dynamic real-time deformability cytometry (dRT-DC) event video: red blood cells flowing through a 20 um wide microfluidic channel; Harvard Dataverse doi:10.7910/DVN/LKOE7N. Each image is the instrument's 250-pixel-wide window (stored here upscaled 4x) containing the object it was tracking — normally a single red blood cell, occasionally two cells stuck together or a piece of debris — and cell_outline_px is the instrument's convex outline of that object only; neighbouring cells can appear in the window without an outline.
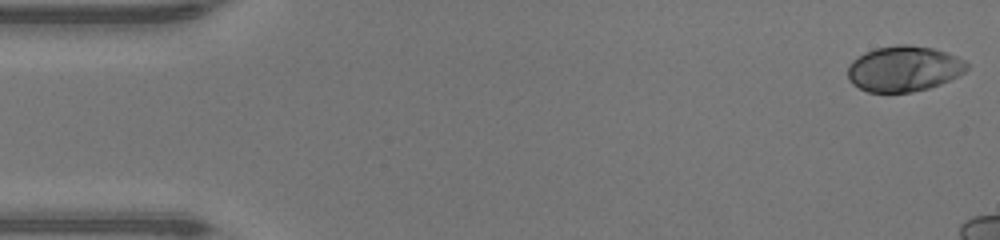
{"species": "human", "species_latin": "Homo sapiens", "temperature_condition": "warm", "stored_images_in_passage": 42, "camera_frame_rate_fps": 3000, "um_per_image_px": 0.085, "donor": {"sex": "male"}, "frame": {"image": 1, "passage_image": 1, "time_ms": 0.0, "image_size_px": [1000, 240], "cell_outline_px": [[968, 68], [964, 72], [940, 84], [928, 88], [912, 92], [868, 92], [852, 84], [848, 76], [848, 64], [852, 60], [864, 52], [876, 48], [900, 44], [908, 44], [932, 48], [956, 56], [964, 60], [968, 64]], "centroid_in_image_um": [76.8, 5.84], "position_along_channel_um": 8.2, "area_um2": 31.5}}
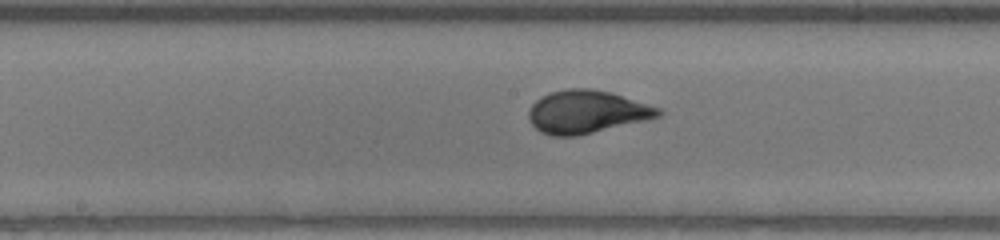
{"frame": {"image": 2, "passage_image": 24, "time_ms": 7.667, "image_size_px": [1000, 240], "cell_outline_px": [[664, 112], [660, 116], [648, 120], [576, 136], [552, 136], [540, 132], [532, 124], [528, 116], [528, 112], [532, 104], [536, 100], [552, 92], [568, 88], [588, 88], [612, 92], [660, 108]], "centroid_in_image_um": [49.89, 9.51], "position_along_channel_um": 198.3, "area_um2": 32.43}}
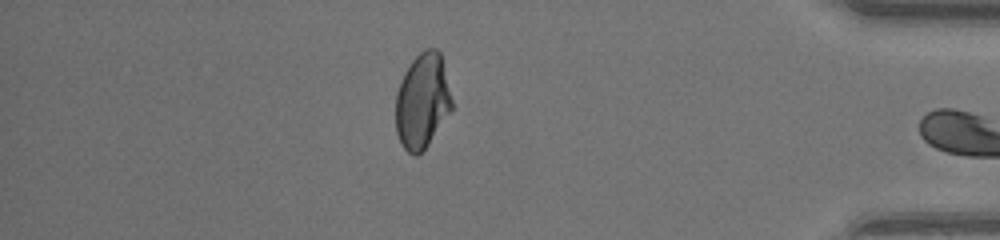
{"frame": {"image": 3, "passage_image": 41, "time_ms": 13.333, "image_size_px": [1000, 240], "cell_outline_px": [[452, 108], [428, 144], [416, 156], [412, 156], [400, 144], [396, 132], [396, 92], [404, 72], [408, 64], [424, 48], [436, 48], [440, 52], [452, 100]], "centroid_in_image_um": [35.87, 8.57], "position_along_channel_um": 399.3, "area_um2": 30.98}, "authors_computed_cell_mechanics": {"area_um2": 31.5588, "velocity_mm_per_s": 4.3055, "shape_relaxation_time_tau1_ms": 4.0437, "shape_relaxation_time_tau2_ms": null, "deformation_change_tau1": 0.1957, "deformation_change_tau2": null}}